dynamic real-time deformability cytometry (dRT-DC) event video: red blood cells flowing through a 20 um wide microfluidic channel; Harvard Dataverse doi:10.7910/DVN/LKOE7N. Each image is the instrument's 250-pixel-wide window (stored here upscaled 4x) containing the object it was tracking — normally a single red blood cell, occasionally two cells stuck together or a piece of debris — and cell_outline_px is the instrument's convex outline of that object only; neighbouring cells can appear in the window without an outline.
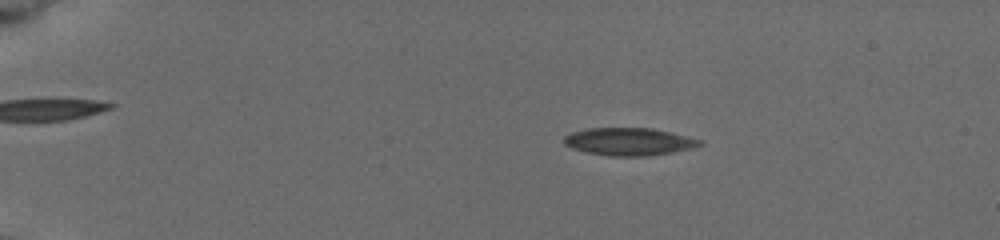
{"species": "common noctule bat (a hibernating species)", "species_latin": "Nyctalus noctula", "temperature_condition": "cold", "stored_images_in_passage": 17, "camera_frame_rate_fps": 3000, "um_per_image_px": 0.085, "animal": {"sex": "female", "body_mass_g": 19.5, "forearm_length_mm": 54.1}, "frame": {"image": 1, "passage_image": 3, "time_ms": 0.667, "image_size_px": [1000, 240], "cell_outline_px": [[704, 144], [692, 148], [672, 152], [644, 156], [608, 156], [588, 152], [572, 148], [564, 144], [564, 136], [572, 132], [588, 128], [652, 128], [700, 140]], "centroid_in_image_um": [53.43, 12.04], "position_along_channel_um": 31.6, "area_um2": 21.56}}
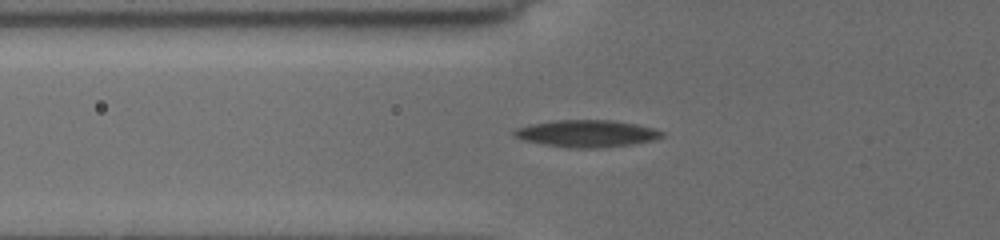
{"frame": {"image": 2, "passage_image": 14, "time_ms": 4.0, "image_size_px": [1000, 240], "cell_outline_px": [[664, 136], [656, 140], [632, 144], [600, 148], [568, 148], [544, 144], [524, 140], [512, 136], [512, 132], [516, 128], [532, 124], [556, 120], [612, 120], [636, 124], [652, 128], [664, 132]], "centroid_in_image_um": [49.88, 11.35], "position_along_channel_um": 75.9, "area_um2": 23.35}}
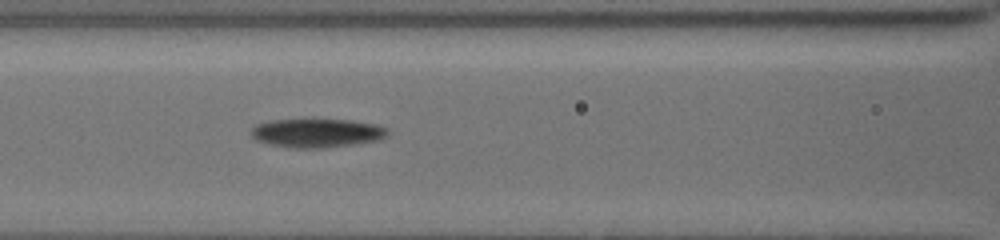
{"frame": {"image": 3, "passage_image": 17, "time_ms": 5.667, "image_size_px": [1000, 240], "cell_outline_px": [[388, 136], [380, 140], [356, 144], [324, 148], [288, 148], [268, 144], [256, 140], [252, 136], [252, 128], [256, 124], [272, 120], [352, 120], [372, 124], [388, 128]], "centroid_in_image_um": [26.95, 11.32], "position_along_channel_um": 139.7, "area_um2": 22.95}}